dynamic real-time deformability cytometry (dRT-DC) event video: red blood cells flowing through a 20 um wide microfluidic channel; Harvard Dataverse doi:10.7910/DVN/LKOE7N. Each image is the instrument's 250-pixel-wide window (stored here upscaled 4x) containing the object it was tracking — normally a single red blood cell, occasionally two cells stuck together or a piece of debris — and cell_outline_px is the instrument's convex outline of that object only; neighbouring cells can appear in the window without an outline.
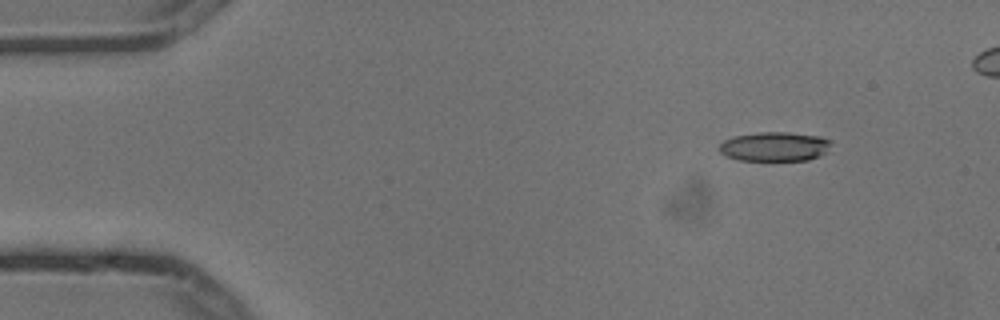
{"species": "common noctule bat (a hibernating species)", "species_latin": "Nyctalus noctula", "temperature_condition": "cold", "stored_images_in_passage": 6, "camera_frame_rate_fps": 3000, "um_per_image_px": 0.085, "animal": {"sex": "male", "body_mass_g": 13.3}, "frame": {"image": 1, "passage_image": 2, "time_ms": 0.333, "image_size_px": [1000, 320], "cell_outline_px": [[832, 140], [828, 152], [820, 156], [808, 160], [736, 160], [720, 152], [720, 144], [724, 140], [732, 136], [760, 132], [788, 132], [820, 136]], "centroid_in_image_um": [65.88, 12.45], "position_along_channel_um": 19.1, "area_um2": 19.25}}
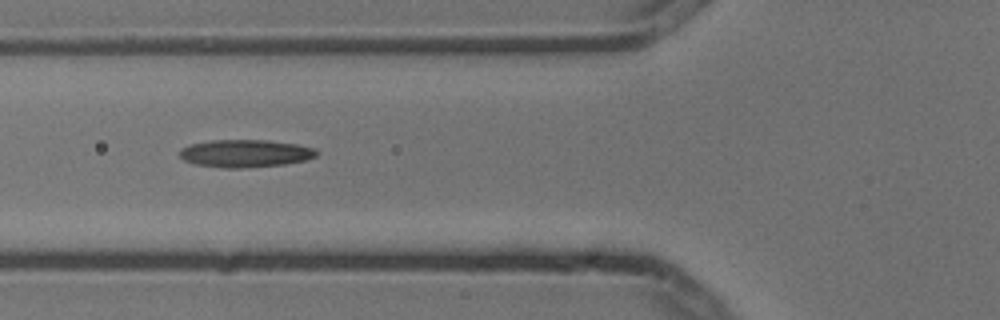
{"frame": {"image": 2, "passage_image": 6, "time_ms": 1.667, "image_size_px": [1000, 320], "cell_outline_px": [[320, 152], [316, 156], [304, 160], [284, 164], [240, 168], [224, 168], [196, 164], [184, 160], [180, 156], [180, 148], [188, 144], [212, 140], [268, 140], [296, 144], [316, 148]], "centroid_in_image_um": [20.85, 13.03], "position_along_channel_um": 105.0, "area_um2": 22.08}}